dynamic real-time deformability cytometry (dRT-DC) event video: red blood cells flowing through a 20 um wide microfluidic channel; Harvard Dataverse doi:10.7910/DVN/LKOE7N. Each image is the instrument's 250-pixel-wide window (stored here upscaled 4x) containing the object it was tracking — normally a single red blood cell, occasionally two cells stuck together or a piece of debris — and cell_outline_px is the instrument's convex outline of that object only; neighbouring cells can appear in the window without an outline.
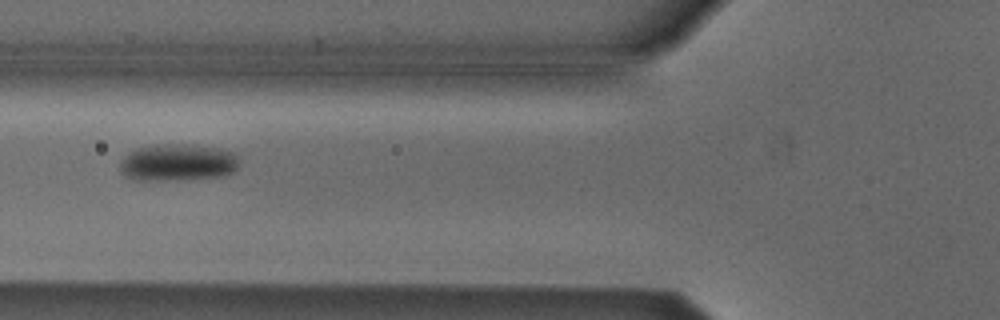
{"species": "Egyptian fruit bat (a non-hibernating species)", "species_latin": "Rousettus aegyptiacus", "temperature_condition": "cold", "stored_images_in_passage": 2, "camera_frame_rate_fps": 3000, "um_per_image_px": 0.085, "animal": {"sex": "male"}, "frame": {"image": 1, "passage_image": 2, "time_ms": 1.0, "image_size_px": [1000, 320], "cell_outline_px": [[236, 168], [232, 172], [224, 176], [180, 180], [136, 180], [124, 176], [120, 172], [120, 160], [128, 152], [136, 148], [164, 144], [184, 144], [216, 148], [236, 152]], "centroid_in_image_um": [15.05, 13.82], "position_along_channel_um": 110.7, "area_um2": 25.78}}